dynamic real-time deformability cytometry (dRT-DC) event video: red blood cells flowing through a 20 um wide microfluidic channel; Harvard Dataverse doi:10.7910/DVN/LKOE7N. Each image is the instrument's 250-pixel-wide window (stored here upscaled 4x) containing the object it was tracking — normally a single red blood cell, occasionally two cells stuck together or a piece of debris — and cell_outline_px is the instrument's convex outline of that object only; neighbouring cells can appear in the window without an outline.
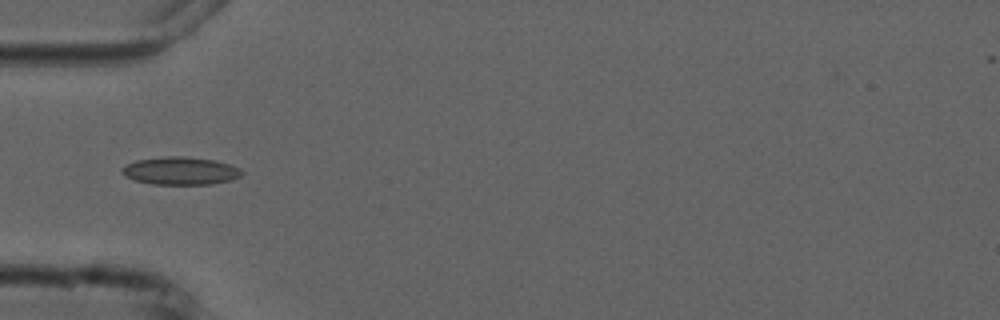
{"species": "common noctule bat (a hibernating species)", "species_latin": "Nyctalus noctula", "temperature_condition": "cold", "stored_images_in_passage": 7, "camera_frame_rate_fps": 3000, "um_per_image_px": 0.085, "animal": {"sex": "male", "forearm_length_mm": 52.5}, "frame": {"image": 1, "passage_image": 5, "time_ms": 5.333, "image_size_px": [1000, 320], "cell_outline_px": [[244, 172], [240, 176], [232, 180], [212, 184], [152, 184], [136, 180], [124, 176], [120, 172], [120, 168], [136, 160], [168, 156], [184, 156], [212, 160], [228, 164], [240, 168]], "centroid_in_image_um": [15.33, 14.52], "position_along_channel_um": 69.7, "area_um2": 19.36}}
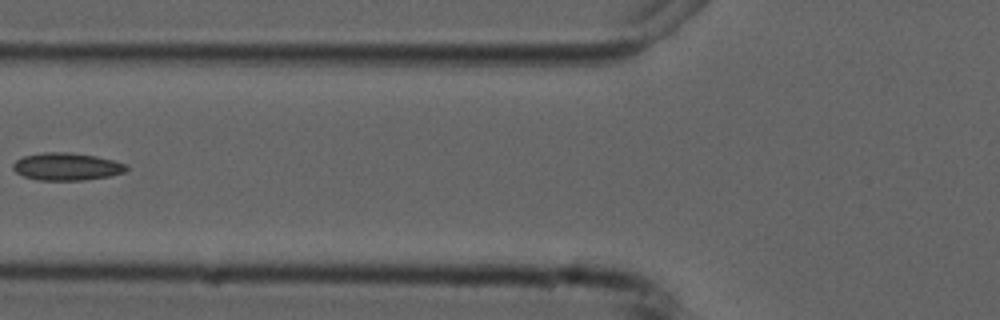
{"frame": {"image": 2, "passage_image": 6, "time_ms": 6.667, "image_size_px": [1000, 320], "cell_outline_px": [[128, 168], [124, 172], [108, 176], [84, 180], [36, 180], [24, 176], [16, 172], [12, 168], [12, 164], [16, 160], [24, 156], [44, 152], [72, 152], [96, 156], [128, 164]], "centroid_in_image_um": [5.66, 14.15], "position_along_channel_um": 120.1, "area_um2": 18.21}}
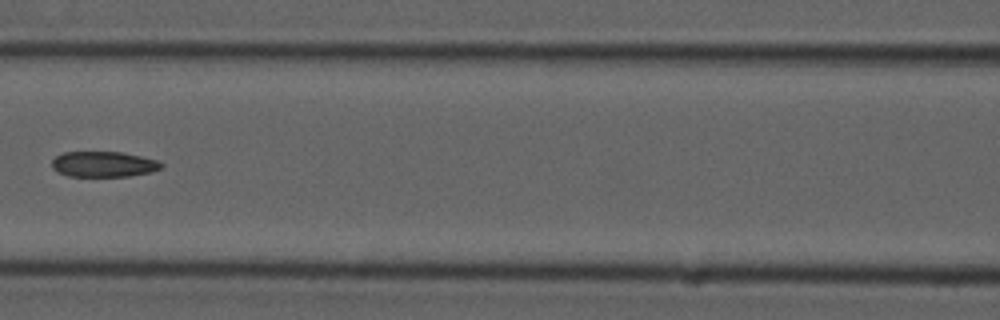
{"frame": {"image": 3, "passage_image": 7, "time_ms": 7.667, "image_size_px": [1000, 320], "cell_outline_px": [[164, 164], [160, 168], [152, 172], [128, 176], [68, 176], [56, 172], [52, 168], [52, 160], [56, 156], [64, 152], [120, 152], [140, 156], [156, 160]], "centroid_in_image_um": [8.77, 13.96], "position_along_channel_um": 157.8, "area_um2": 16.24}}